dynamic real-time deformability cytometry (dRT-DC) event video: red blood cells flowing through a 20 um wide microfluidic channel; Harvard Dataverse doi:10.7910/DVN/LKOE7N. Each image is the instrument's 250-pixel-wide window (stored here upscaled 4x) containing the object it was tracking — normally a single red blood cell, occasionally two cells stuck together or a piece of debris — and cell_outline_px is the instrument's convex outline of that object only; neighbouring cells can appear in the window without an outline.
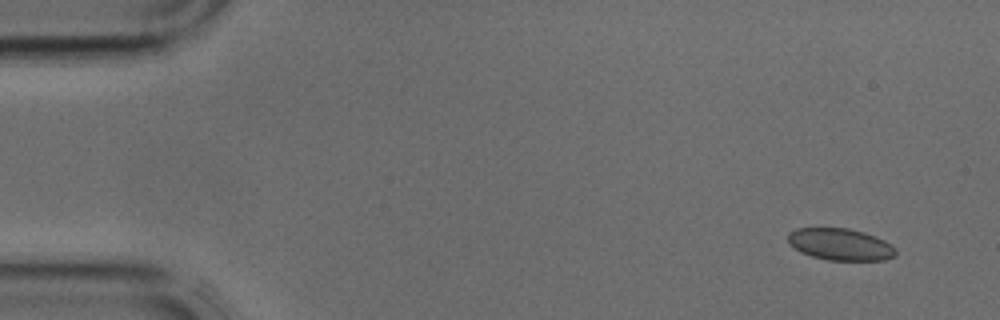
{"species": "common noctule bat (a hibernating species)", "species_latin": "Nyctalus noctula", "temperature_condition": "cold", "stored_images_in_passage": 3, "camera_frame_rate_fps": 3000, "um_per_image_px": 0.085, "animal": {"sex": "male", "body_mass_g": 17.9, "forearm_length_mm": 54.2}, "frame": {"image": 1, "passage_image": 1, "time_ms": 0.0, "image_size_px": [1000, 320], "cell_outline_px": [[896, 252], [892, 256], [884, 260], [828, 260], [812, 256], [800, 252], [788, 244], [788, 232], [796, 228], [848, 228], [864, 232], [876, 236], [892, 244], [896, 248]], "centroid_in_image_um": [71.41, 20.76], "position_along_channel_um": 13.6, "area_um2": 20.11}}